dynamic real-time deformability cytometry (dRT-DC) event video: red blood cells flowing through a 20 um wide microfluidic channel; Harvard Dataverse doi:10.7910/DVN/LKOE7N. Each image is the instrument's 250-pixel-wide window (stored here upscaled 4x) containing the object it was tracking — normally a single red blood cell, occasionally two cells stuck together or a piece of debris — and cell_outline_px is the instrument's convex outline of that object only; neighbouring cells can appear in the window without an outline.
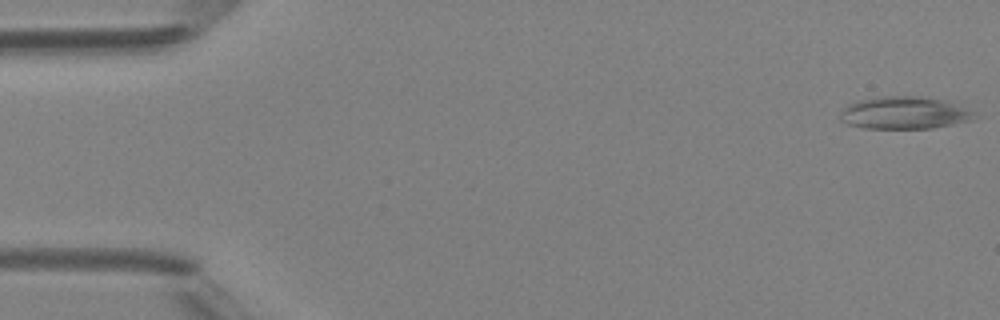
{"species": "Egyptian fruit bat (a non-hibernating species)", "species_latin": "Rousettus aegyptiacus", "temperature_condition": "room temperature", "stored_images_in_passage": 5, "camera_frame_rate_fps": 3000, "um_per_image_px": 0.085, "animal": {"sex": "female"}, "frame": {"image": 1, "passage_image": 1, "time_ms": 0.0, "image_size_px": [1000, 320], "cell_outline_px": [[980, 116], [972, 120], [932, 128], [864, 128], [848, 124], [840, 120], [840, 112], [848, 104], [860, 100], [876, 96], [924, 96], [960, 100], [976, 112]], "centroid_in_image_um": [77.04, 9.55], "position_along_channel_um": 8.0, "area_um2": 26.41}}
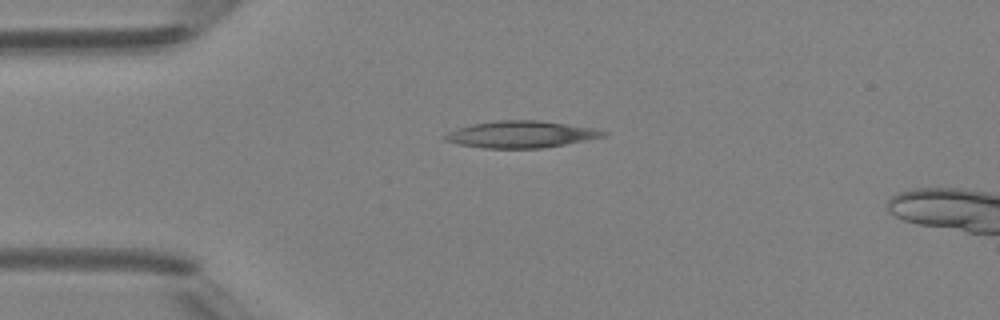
{"frame": {"image": 2, "passage_image": 4, "time_ms": 3.667, "image_size_px": [1000, 320], "cell_outline_px": [[608, 136], [544, 148], [484, 148], [460, 144], [444, 140], [440, 136], [456, 128], [472, 124], [496, 120], [540, 120], [596, 128], [608, 132]], "centroid_in_image_um": [44.3, 11.41], "position_along_channel_um": 40.7, "area_um2": 24.97}}